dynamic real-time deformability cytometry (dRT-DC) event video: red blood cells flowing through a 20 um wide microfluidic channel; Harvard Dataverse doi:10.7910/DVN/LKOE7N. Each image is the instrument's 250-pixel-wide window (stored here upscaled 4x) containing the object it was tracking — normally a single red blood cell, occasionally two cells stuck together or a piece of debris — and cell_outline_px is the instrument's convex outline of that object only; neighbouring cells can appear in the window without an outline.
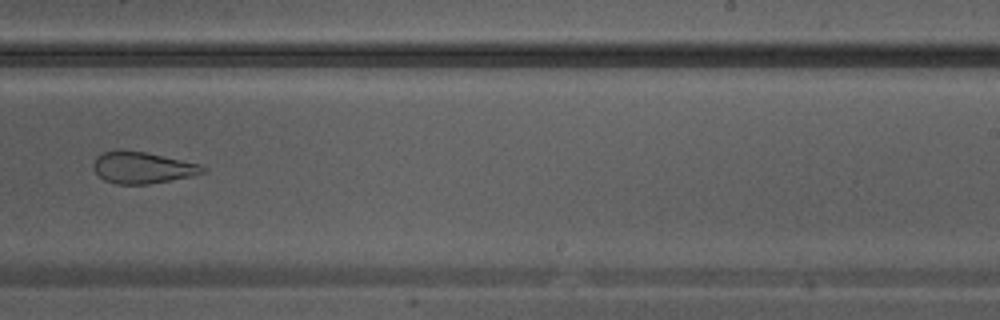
{"species": "Egyptian fruit bat (a non-hibernating species)", "species_latin": "Rousettus aegyptiacus", "temperature_condition": "warm", "stored_images_in_passage": 22, "camera_frame_rate_fps": 3000, "um_per_image_px": 0.085, "animal": {"sex": "male"}, "frame": {"image": 1, "passage_image": 19, "time_ms": 6.0, "image_size_px": [1000, 320], "cell_outline_px": [[208, 168], [204, 172], [192, 176], [148, 184], [116, 184], [104, 180], [92, 168], [92, 164], [96, 156], [104, 152], [144, 152], [200, 164]], "centroid_in_image_um": [12.11, 14.28], "position_along_channel_um": 276.9, "area_um2": 19.65}}